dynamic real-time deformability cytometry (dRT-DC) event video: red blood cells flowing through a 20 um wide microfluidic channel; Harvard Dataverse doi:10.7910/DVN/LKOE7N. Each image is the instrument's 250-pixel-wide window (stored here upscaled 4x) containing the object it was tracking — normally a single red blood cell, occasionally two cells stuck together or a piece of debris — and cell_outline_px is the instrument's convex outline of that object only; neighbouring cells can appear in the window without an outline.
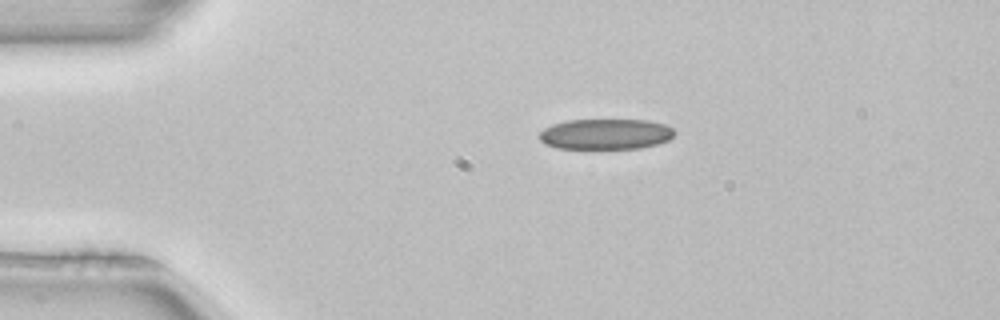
{"species": "common noctule bat (a hibernating species)", "species_latin": "Nyctalus noctula", "temperature_condition": "room temperature", "stored_images_in_passage": 36, "camera_frame_rate_fps": 3000, "um_per_image_px": 0.085, "animal": {"sex": "female", "body_mass_g": 22.7, "forearm_length_mm": 54.2}, "frame": {"image": 1, "passage_image": 1, "time_ms": 0.0, "image_size_px": [1000, 320], "cell_outline_px": [[676, 132], [668, 140], [656, 144], [640, 148], [556, 148], [544, 144], [540, 140], [540, 132], [544, 128], [552, 124], [568, 120], [648, 120], [664, 124], [672, 128]], "centroid_in_image_um": [51.46, 11.39], "position_along_channel_um": 33.5, "area_um2": 23.99}}
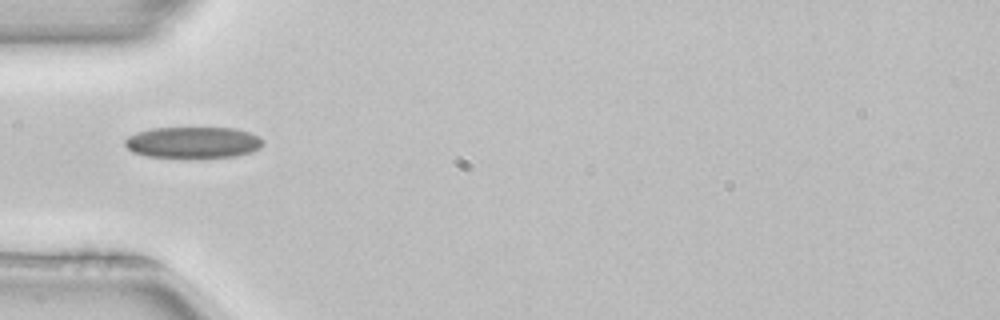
{"frame": {"image": 2, "passage_image": 7, "time_ms": 2.0, "image_size_px": [1000, 320], "cell_outline_px": [[264, 144], [260, 148], [252, 152], [236, 156], [148, 156], [132, 152], [124, 144], [124, 140], [128, 136], [136, 132], [152, 128], [236, 128], [260, 136], [264, 140]], "centroid_in_image_um": [16.44, 12.08], "position_along_channel_um": 68.6, "area_um2": 24.91}}
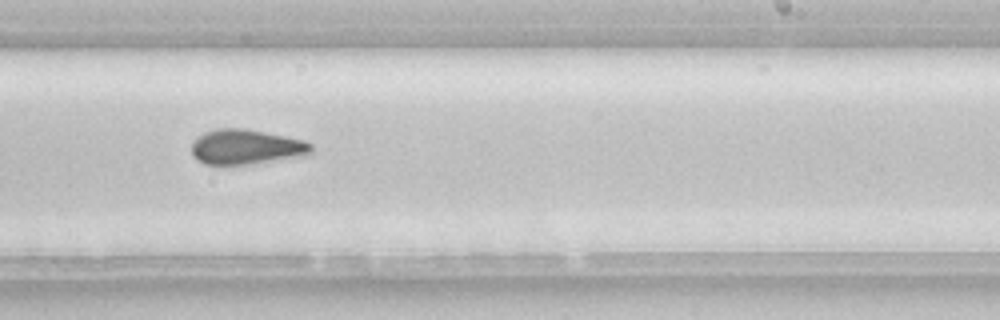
{"frame": {"image": 3, "passage_image": 22, "time_ms": 7.0, "image_size_px": [1000, 320], "cell_outline_px": [[312, 152], [304, 156], [248, 164], [204, 164], [196, 160], [192, 156], [192, 144], [204, 132], [216, 128], [244, 128], [288, 136], [304, 140], [312, 144]], "centroid_in_image_um": [20.94, 12.48], "position_along_channel_um": 268.1, "area_um2": 24.45}, "authors_computed_cell_mechanics": {"area_um2": 25.0852, "velocity_mm_per_s": 3.9894, "shape_relaxation_time_tau1_ms": null, "shape_relaxation_time_tau2_ms": 4.6485, "deformation_change_tau1": null, "deformation_change_tau2": 0.1164}}